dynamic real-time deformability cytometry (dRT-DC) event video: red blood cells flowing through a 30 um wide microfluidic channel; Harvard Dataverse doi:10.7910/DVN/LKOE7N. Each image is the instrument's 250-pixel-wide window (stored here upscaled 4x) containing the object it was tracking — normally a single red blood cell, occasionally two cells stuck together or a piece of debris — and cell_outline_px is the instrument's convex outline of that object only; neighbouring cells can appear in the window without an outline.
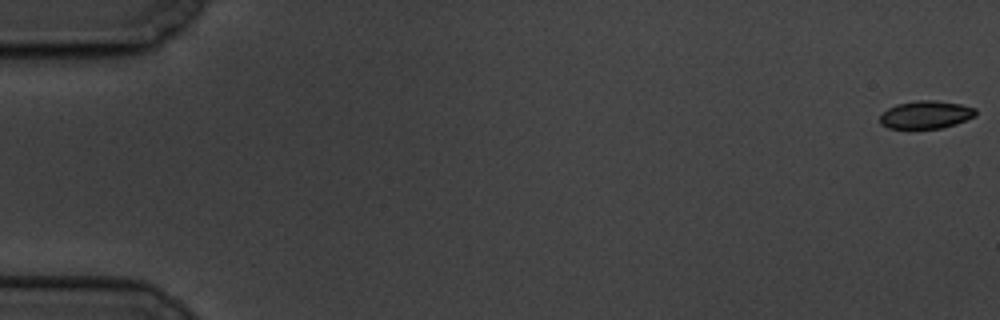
{"species": "common noctule bat (a hibernating species)", "species_latin": "Nyctalus noctula", "temperature_condition": "cold", "stored_images_in_passage": 20, "camera_frame_rate_fps": 3000, "um_per_image_px": 0.085, "animal": {"sex": "male", "body_mass_g": 19.5, "forearm_length_mm": 54.6}, "frame": {"image": 1, "passage_image": 1, "time_ms": 0.0, "image_size_px": [1000, 320], "cell_outline_px": [[976, 116], [956, 124], [940, 128], [888, 128], [880, 124], [880, 116], [888, 108], [896, 104], [916, 100], [936, 100], [960, 104], [976, 108]], "centroid_in_image_um": [78.71, 9.74], "position_along_channel_um": 6.3, "area_um2": 15.55}}
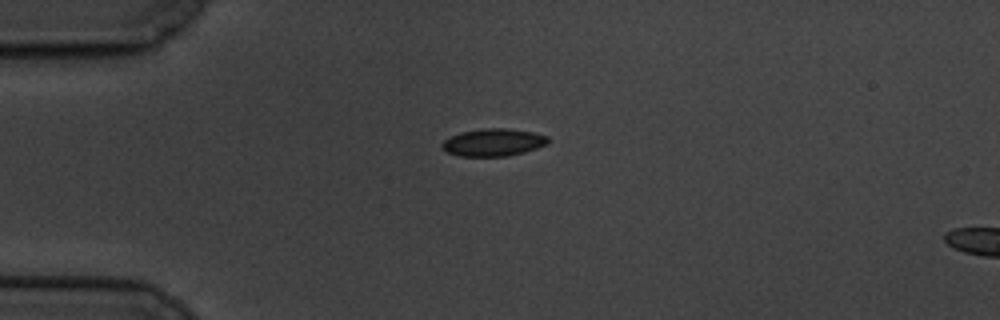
{"frame": {"image": 2, "passage_image": 16, "time_ms": 5.0, "image_size_px": [1000, 320], "cell_outline_px": [[548, 144], [524, 152], [508, 156], [456, 156], [440, 148], [440, 144], [444, 140], [460, 132], [484, 128], [508, 128], [532, 132], [548, 136]], "centroid_in_image_um": [41.91, 12.1], "position_along_channel_um": 43.1, "area_um2": 17.05}}